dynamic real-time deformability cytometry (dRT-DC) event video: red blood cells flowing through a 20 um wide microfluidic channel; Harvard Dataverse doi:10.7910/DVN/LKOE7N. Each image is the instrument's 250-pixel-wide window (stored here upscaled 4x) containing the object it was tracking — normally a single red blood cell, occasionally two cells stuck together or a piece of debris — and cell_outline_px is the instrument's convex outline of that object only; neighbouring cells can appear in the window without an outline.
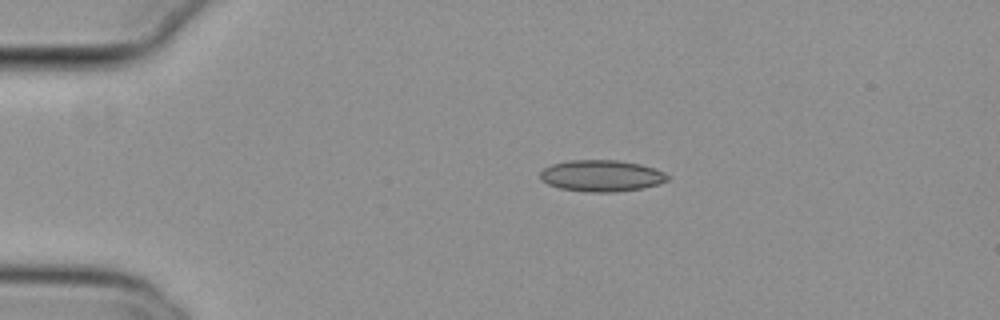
{"species": "common noctule bat (a hibernating species)", "species_latin": "Nyctalus noctula", "temperature_condition": "cold", "stored_images_in_passage": 44, "camera_frame_rate_fps": 3000, "um_per_image_px": 0.085, "animal": {"sex": "female", "body_mass_g": 29.2, "forearm_length_mm": 56.3}, "frame": {"image": 1, "passage_image": 1, "time_ms": 0.0, "image_size_px": [1000, 320], "cell_outline_px": [[672, 176], [668, 180], [660, 184], [644, 188], [616, 192], [588, 192], [560, 188], [548, 184], [540, 176], [540, 172], [544, 168], [552, 164], [568, 160], [620, 160], [640, 164], [656, 168]], "centroid_in_image_um": [51.19, 14.94], "position_along_channel_um": 33.8, "area_um2": 23.58}}
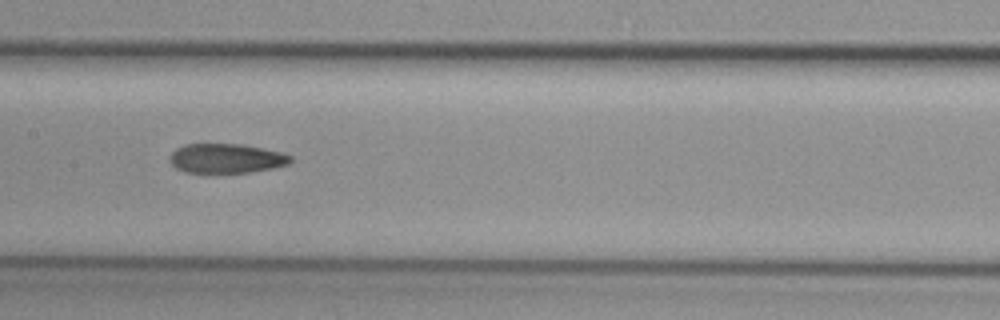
{"frame": {"image": 2, "passage_image": 17, "time_ms": 5.333, "image_size_px": [1000, 320], "cell_outline_px": [[292, 160], [288, 164], [272, 168], [248, 172], [184, 172], [176, 168], [172, 164], [172, 152], [176, 148], [184, 144], [240, 144], [280, 152], [292, 156]], "centroid_in_image_um": [19.23, 13.46], "position_along_channel_um": 188.2, "area_um2": 20.35}}
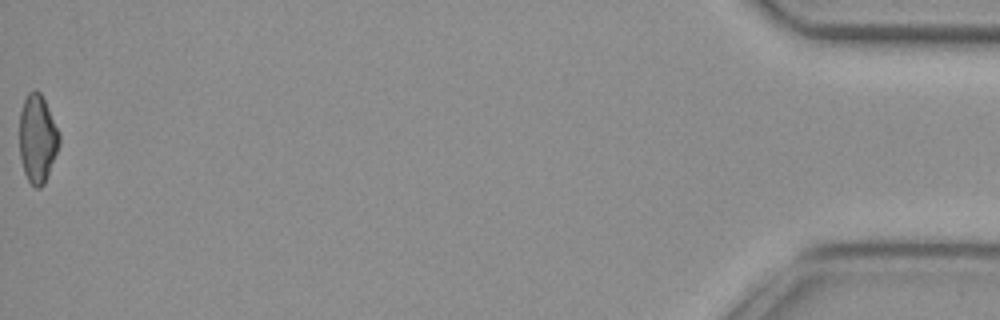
{"frame": {"image": 3, "passage_image": 44, "time_ms": 14.333, "image_size_px": [1000, 320], "cell_outline_px": [[60, 144], [44, 184], [40, 188], [36, 188], [28, 180], [24, 172], [20, 160], [20, 112], [24, 100], [28, 92], [32, 88], [36, 88], [40, 92], [60, 132]], "centroid_in_image_um": [3.19, 11.76], "position_along_channel_um": 432.0, "area_um2": 20.52}, "authors_computed_cell_mechanics": {"area_um2": 21.7328, "velocity_mm_per_s": 3.8255, "shape_relaxation_time_tau1_ms": 9.3302, "shape_relaxation_time_tau2_ms": 3.6183, "deformation_change_tau1": 0.175, "deformation_change_tau2": 0.1043}}